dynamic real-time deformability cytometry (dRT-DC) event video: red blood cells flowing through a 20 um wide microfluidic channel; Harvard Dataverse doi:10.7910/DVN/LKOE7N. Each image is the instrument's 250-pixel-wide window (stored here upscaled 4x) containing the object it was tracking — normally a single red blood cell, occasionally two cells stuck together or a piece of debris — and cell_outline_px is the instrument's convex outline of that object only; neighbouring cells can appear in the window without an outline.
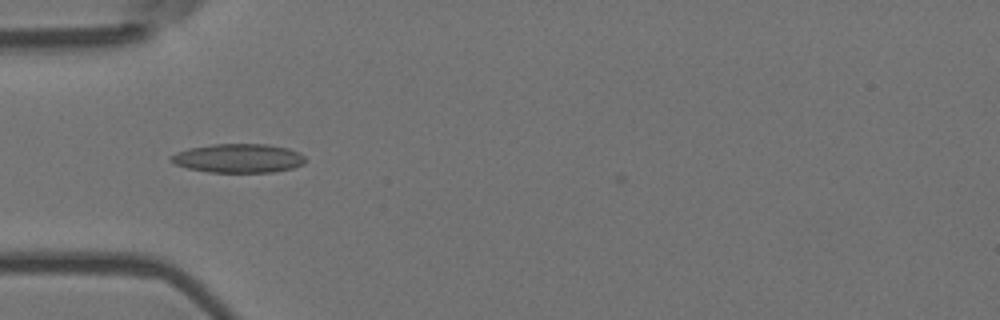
{"species": "Egyptian fruit bat (a non-hibernating species)", "species_latin": "Rousettus aegyptiacus", "temperature_condition": "room temperature", "stored_images_in_passage": 39, "camera_frame_rate_fps": 3000, "um_per_image_px": 0.085, "animal": {"sex": "female"}, "frame": {"image": 1, "passage_image": 1, "time_ms": 0.0, "image_size_px": [1000, 320], "cell_outline_px": [[304, 164], [292, 168], [272, 172], [208, 172], [188, 168], [176, 164], [168, 160], [168, 156], [176, 152], [188, 148], [212, 144], [268, 144], [288, 148], [300, 152], [304, 156]], "centroid_in_image_um": [20.24, 13.44], "position_along_channel_um": 64.8, "area_um2": 22.77}}
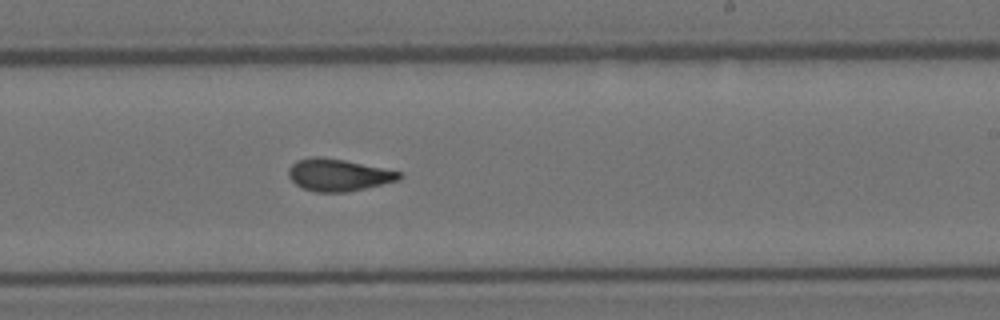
{"frame": {"image": 2, "passage_image": 17, "time_ms": 5.333, "image_size_px": [1000, 320], "cell_outline_px": [[404, 176], [400, 180], [348, 192], [316, 192], [304, 188], [296, 184], [288, 176], [288, 168], [296, 160], [312, 156], [320, 156], [344, 160], [400, 172]], "centroid_in_image_um": [28.74, 14.87], "position_along_channel_um": 260.3, "area_um2": 20.69}}
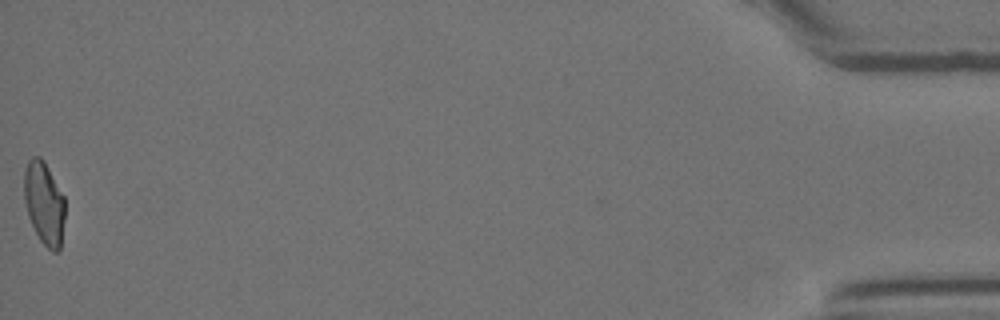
{"frame": {"image": 3, "passage_image": 39, "time_ms": 12.667, "image_size_px": [1000, 320], "cell_outline_px": [[64, 220], [60, 248], [56, 252], [52, 252], [40, 240], [28, 216], [24, 200], [24, 168], [28, 160], [32, 156], [40, 156], [44, 160], [64, 196]], "centroid_in_image_um": [3.74, 17.23], "position_along_channel_um": 431.5, "area_um2": 19.77}, "authors_computed_cell_mechanics": {"area_um2": 20.4034, "velocity_mm_per_s": 3.6735, "shape_relaxation_time_tau1_ms": null, "shape_relaxation_time_tau2_ms": 1.9377, "deformation_change_tau1": null, "deformation_change_tau2": 0.0944}}